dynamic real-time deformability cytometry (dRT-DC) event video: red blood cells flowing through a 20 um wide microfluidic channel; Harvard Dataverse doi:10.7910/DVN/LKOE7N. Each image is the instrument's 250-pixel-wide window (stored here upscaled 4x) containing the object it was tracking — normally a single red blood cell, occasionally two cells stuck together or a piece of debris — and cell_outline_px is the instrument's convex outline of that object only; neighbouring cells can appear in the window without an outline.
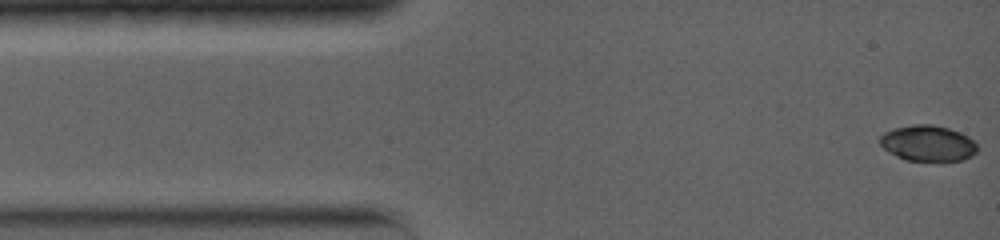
{"species": "common noctule bat (a hibernating species)", "species_latin": "Nyctalus noctula", "temperature_condition": "warm", "stored_images_in_passage": 34, "camera_frame_rate_fps": 5000, "um_per_image_px": 0.085, "animal": {"sex": "female", "body_mass_g": 19.0, "forearm_length_mm": 56.7}, "frame": {"image": 1, "passage_image": 1, "time_ms": 0.0, "image_size_px": [1000, 240], "cell_outline_px": [[976, 152], [972, 156], [964, 160], [940, 164], [904, 160], [888, 152], [880, 144], [880, 136], [884, 132], [896, 128], [912, 124], [932, 124], [948, 128], [960, 132], [968, 136], [976, 144]], "centroid_in_image_um": [78.89, 12.23], "position_along_channel_um": 6.1, "area_um2": 21.1}}
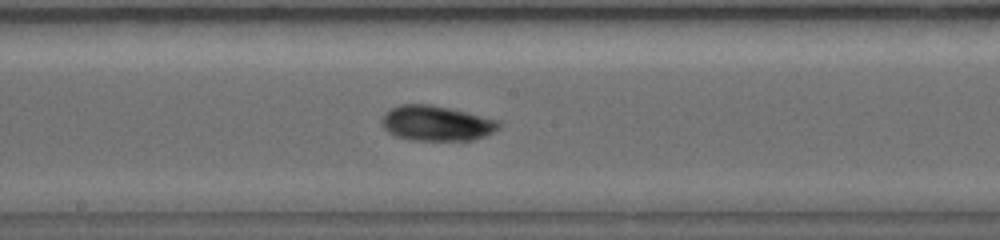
{"frame": {"image": 2, "passage_image": 16, "time_ms": 7.2, "image_size_px": [1000, 240], "cell_outline_px": [[500, 124], [492, 132], [484, 136], [472, 140], [412, 140], [396, 136], [388, 132], [380, 124], [380, 120], [392, 108], [400, 104], [428, 104], [448, 108], [500, 120]], "centroid_in_image_um": [37.07, 10.48], "position_along_channel_um": 211.1, "area_um2": 23.7}}
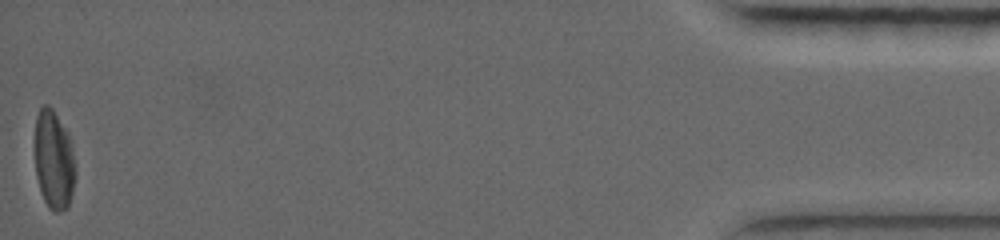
{"frame": {"image": 3, "passage_image": 34, "time_ms": 16.2, "image_size_px": [1000, 240], "cell_outline_px": [[76, 176], [68, 208], [56, 212], [52, 212], [48, 208], [40, 192], [36, 176], [36, 116], [40, 108], [44, 104], [48, 104], [52, 108], [68, 132], [72, 140], [76, 164]], "centroid_in_image_um": [4.61, 13.61], "position_along_channel_um": 430.6, "area_um2": 23.81}, "authors_computed_cell_mechanics": {"area_um2": 23.7269, "velocity_mm_per_s": 3.9358, "shape_relaxation_time_tau1_ms": 3.1155, "shape_relaxation_time_tau2_ms": 1.289, "deformation_change_tau1": 0.0861, "deformation_change_tau2": 0.0385}}